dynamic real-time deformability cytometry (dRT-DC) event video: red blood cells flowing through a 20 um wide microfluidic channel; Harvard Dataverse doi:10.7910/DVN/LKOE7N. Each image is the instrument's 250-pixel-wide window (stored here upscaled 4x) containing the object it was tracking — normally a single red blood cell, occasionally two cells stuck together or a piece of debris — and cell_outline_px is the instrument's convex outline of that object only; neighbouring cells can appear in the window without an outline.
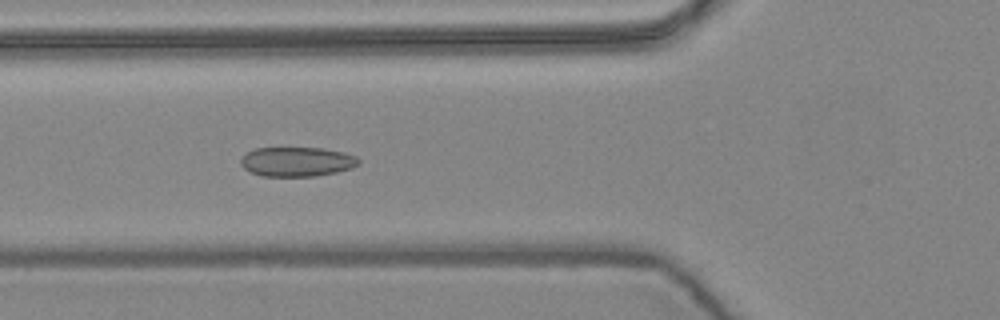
{"species": "common noctule bat (a hibernating species)", "species_latin": "Nyctalus noctula", "temperature_condition": "warm", "stored_images_in_passage": 6, "camera_frame_rate_fps": 3000, "um_per_image_px": 0.085, "animal": {"sex": "female", "body_mass_g": 24.6, "forearm_length_mm": 56.2}, "frame": {"image": 1, "passage_image": 6, "time_ms": 1.667, "image_size_px": [1000, 320], "cell_outline_px": [[360, 164], [352, 168], [336, 172], [316, 176], [260, 176], [244, 168], [240, 164], [240, 160], [248, 152], [256, 148], [324, 148], [344, 152], [356, 156], [360, 160]], "centroid_in_image_um": [25.27, 13.74], "position_along_channel_um": 100.5, "area_um2": 20.29}}